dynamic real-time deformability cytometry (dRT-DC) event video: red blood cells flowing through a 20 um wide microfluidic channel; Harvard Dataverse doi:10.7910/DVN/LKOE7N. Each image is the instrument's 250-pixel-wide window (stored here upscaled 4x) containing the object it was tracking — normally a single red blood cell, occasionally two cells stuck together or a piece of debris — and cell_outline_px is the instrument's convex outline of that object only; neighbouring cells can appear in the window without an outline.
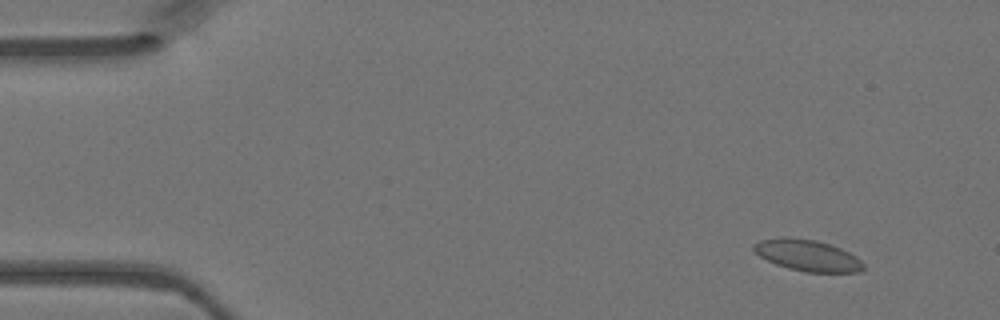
{"species": "Egyptian fruit bat (a non-hibernating species)", "species_latin": "Rousettus aegyptiacus", "temperature_condition": "warm", "stored_images_in_passage": 12, "camera_frame_rate_fps": 3000, "um_per_image_px": 0.085, "animal": {"sex": "female"}, "frame": {"image": 1, "passage_image": 4, "time_ms": 1.0, "image_size_px": [1000, 320], "cell_outline_px": [[864, 268], [860, 272], [808, 272], [788, 268], [776, 264], [760, 256], [752, 248], [752, 244], [760, 240], [780, 236], [788, 236], [816, 240], [840, 248], [856, 256], [864, 264]], "centroid_in_image_um": [68.61, 21.69], "position_along_channel_um": 16.4, "area_um2": 20.06}}